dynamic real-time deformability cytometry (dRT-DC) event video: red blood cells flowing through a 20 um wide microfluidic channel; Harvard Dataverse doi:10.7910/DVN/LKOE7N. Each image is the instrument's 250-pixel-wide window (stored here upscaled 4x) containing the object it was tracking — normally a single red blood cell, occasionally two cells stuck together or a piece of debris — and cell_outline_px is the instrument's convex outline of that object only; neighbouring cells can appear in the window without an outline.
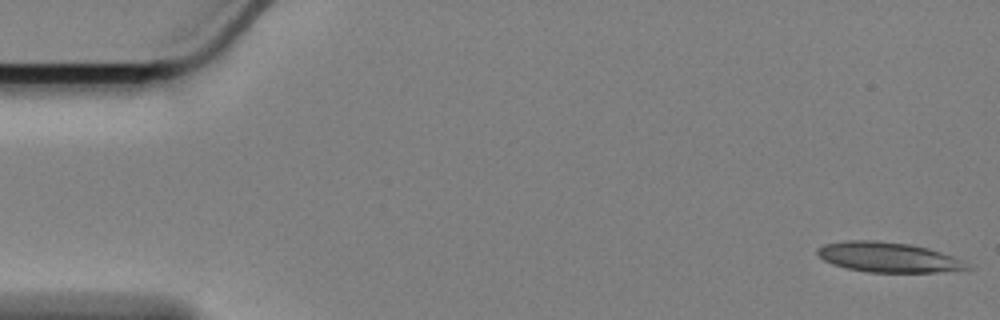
{"species": "Egyptian fruit bat (a non-hibernating species)", "species_latin": "Rousettus aegyptiacus", "temperature_condition": "cold", "stored_images_in_passage": 58, "camera_frame_rate_fps": 3000, "um_per_image_px": 0.085, "animal": {"sex": "female"}, "frame": {"image": 1, "passage_image": 1, "time_ms": 0.0, "image_size_px": [1000, 320], "cell_outline_px": [[972, 268], [936, 272], [868, 272], [848, 268], [832, 264], [824, 260], [816, 252], [816, 248], [824, 244], [848, 240], [872, 240], [912, 244], [928, 248], [964, 260]], "centroid_in_image_um": [75.49, 21.86], "position_along_channel_um": 9.5, "area_um2": 26.07}}
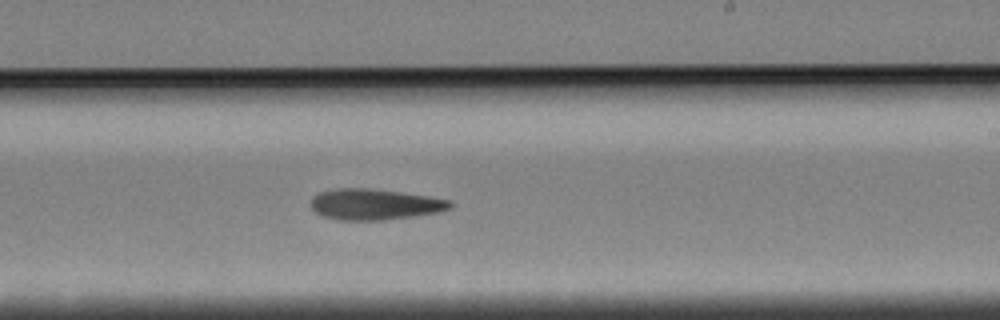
{"frame": {"image": 2, "passage_image": 34, "time_ms": 11.0, "image_size_px": [1000, 320], "cell_outline_px": [[452, 208], [440, 212], [416, 216], [384, 220], [336, 220], [324, 216], [316, 212], [312, 208], [312, 196], [320, 192], [332, 188], [368, 188], [400, 192], [428, 196], [452, 200]], "centroid_in_image_um": [31.87, 17.37], "position_along_channel_um": 257.1, "area_um2": 25.26}}
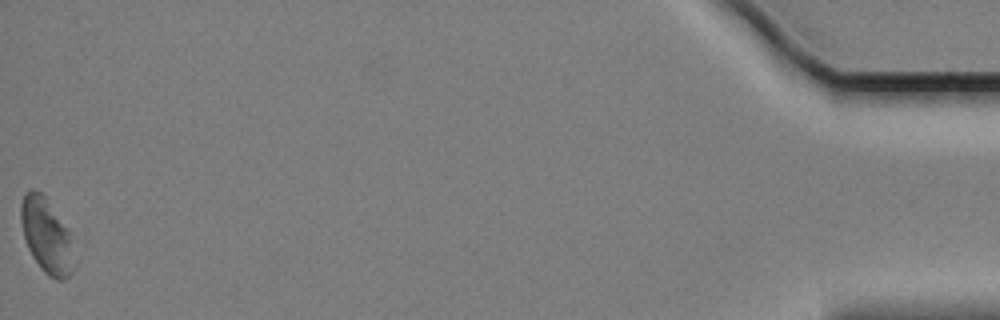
{"frame": {"image": 3, "passage_image": 58, "time_ms": 19.0, "image_size_px": [1000, 320], "cell_outline_px": [[72, 272], [64, 280], [56, 280], [48, 276], [40, 268], [32, 256], [24, 240], [20, 220], [20, 204], [24, 192], [32, 188], [40, 192], [44, 196], [68, 232]], "centroid_in_image_um": [3.85, 20.02], "position_along_channel_um": 431.4, "area_um2": 22.37}, "authors_computed_cell_mechanics": {"area_um2": 24.9696, "velocity_mm_per_s": 3.3817, "shape_relaxation_time_tau1_ms": 8.2872, "shape_relaxation_time_tau2_ms": null, "deformation_change_tau1": 0.2007, "deformation_change_tau2": null}}